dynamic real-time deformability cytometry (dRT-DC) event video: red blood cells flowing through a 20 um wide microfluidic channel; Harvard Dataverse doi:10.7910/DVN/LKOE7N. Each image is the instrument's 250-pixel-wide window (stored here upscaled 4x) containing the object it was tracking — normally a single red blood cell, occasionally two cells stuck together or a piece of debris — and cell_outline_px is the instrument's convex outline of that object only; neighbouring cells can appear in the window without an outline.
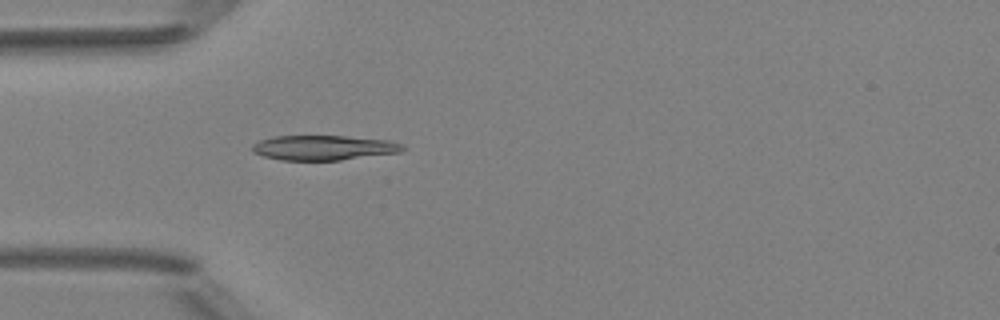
{"species": "Egyptian fruit bat (a non-hibernating species)", "species_latin": "Rousettus aegyptiacus", "temperature_condition": "room temperature", "stored_images_in_passage": 4, "camera_frame_rate_fps": 3000, "um_per_image_px": 0.085, "animal": {"sex": "female"}, "frame": {"image": 1, "passage_image": 4, "time_ms": 3.667, "image_size_px": [1000, 320], "cell_outline_px": [[404, 148], [400, 152], [340, 160], [280, 160], [264, 156], [252, 152], [252, 144], [260, 140], [276, 136], [344, 136], [392, 140], [404, 144]], "centroid_in_image_um": [27.52, 12.55], "position_along_channel_um": 57.5, "area_um2": 21.79}}